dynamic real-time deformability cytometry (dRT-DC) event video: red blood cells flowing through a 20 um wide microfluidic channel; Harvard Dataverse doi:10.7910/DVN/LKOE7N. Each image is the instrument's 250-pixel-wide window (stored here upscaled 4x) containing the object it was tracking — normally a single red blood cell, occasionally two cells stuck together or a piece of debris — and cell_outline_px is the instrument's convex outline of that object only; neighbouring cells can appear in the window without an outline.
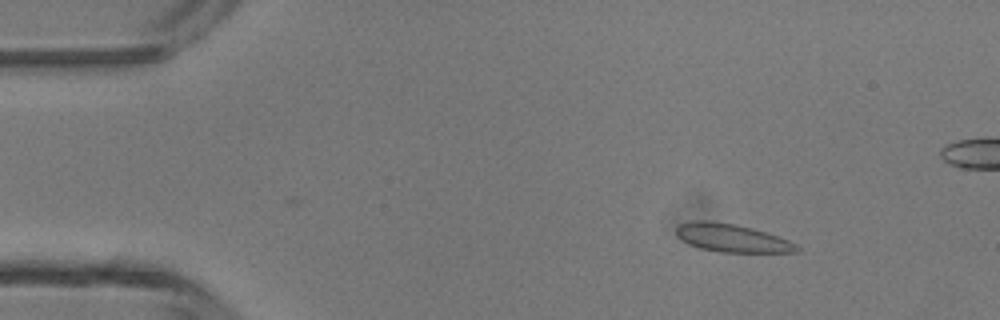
{"species": "common noctule bat (a hibernating species)", "species_latin": "Nyctalus noctula", "temperature_condition": "room temperature", "stored_images_in_passage": 38, "camera_frame_rate_fps": 3000, "um_per_image_px": 0.085, "animal": {"sex": "male", "body_mass_g": 13.3}, "frame": {"image": 1, "passage_image": 7, "time_ms": 2.0, "image_size_px": [1000, 320], "cell_outline_px": [[800, 248], [796, 252], [720, 252], [700, 248], [688, 244], [680, 240], [676, 236], [676, 228], [680, 224], [692, 220], [708, 220], [732, 224], [752, 228], [788, 240], [796, 244]], "centroid_in_image_um": [62.14, 20.23], "position_along_channel_um": 22.9, "area_um2": 19.59}}
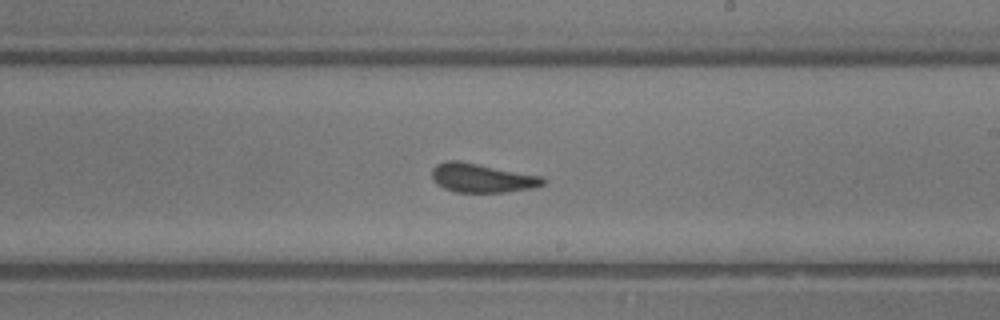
{"frame": {"image": 2, "passage_image": 28, "time_ms": 9.0, "image_size_px": [1000, 320], "cell_outline_px": [[548, 180], [544, 184], [532, 188], [504, 192], [456, 192], [444, 188], [436, 184], [432, 180], [432, 168], [436, 164], [444, 160], [460, 160], [544, 176]], "centroid_in_image_um": [40.97, 15.11], "position_along_channel_um": 248.0, "area_um2": 19.13}}
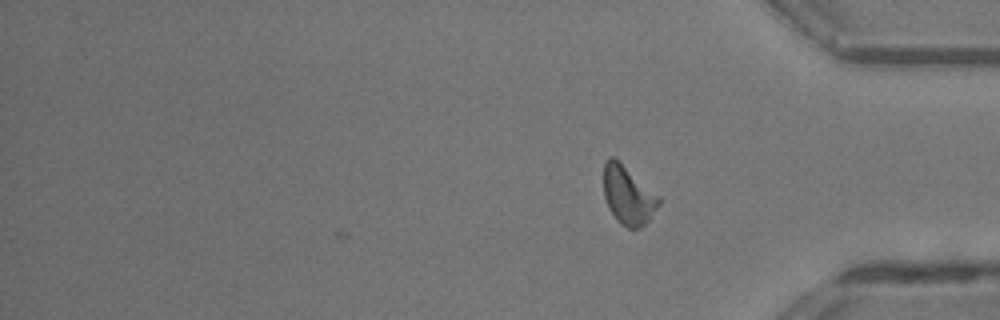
{"frame": {"image": 3, "passage_image": 38, "time_ms": 12.333, "image_size_px": [1000, 320], "cell_outline_px": [[660, 204], [648, 220], [640, 228], [628, 228], [620, 224], [616, 220], [608, 208], [604, 196], [604, 164], [608, 156], [612, 156], [660, 196]], "centroid_in_image_um": [53.38, 16.62], "position_along_channel_um": 381.8, "area_um2": 18.61}, "authors_computed_cell_mechanics": {"area_um2": 18.8428, "velocity_mm_per_s": 4.3447, "shape_relaxation_time_tau1_ms": 4.6706, "shape_relaxation_time_tau2_ms": 0.7293, "deformation_change_tau1": 0.1364, "deformation_change_tau2": 0.0645}}